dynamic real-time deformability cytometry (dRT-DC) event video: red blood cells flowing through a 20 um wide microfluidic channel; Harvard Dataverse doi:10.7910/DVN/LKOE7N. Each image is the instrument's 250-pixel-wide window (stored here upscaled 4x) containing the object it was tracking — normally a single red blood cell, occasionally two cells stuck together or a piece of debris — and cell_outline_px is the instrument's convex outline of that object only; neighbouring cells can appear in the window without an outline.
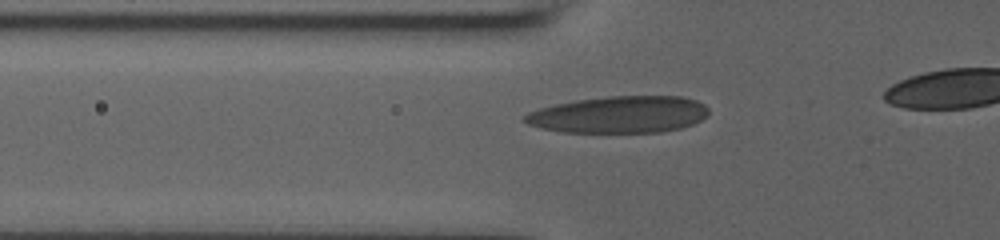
{"species": "human", "species_latin": "Homo sapiens", "temperature_condition": "room temperature", "stored_images_in_passage": 47, "camera_frame_rate_fps": 3000, "um_per_image_px": 0.085, "donor": {"sex": "male"}, "frame": {"image": 1, "passage_image": 18, "time_ms": 5.667, "image_size_px": [1000, 240], "cell_outline_px": [[708, 112], [700, 120], [692, 124], [680, 128], [660, 132], [560, 132], [528, 124], [520, 120], [528, 112], [540, 108], [556, 104], [576, 100], [608, 96], [680, 96], [696, 100], [704, 104], [708, 108]], "centroid_in_image_um": [52.61, 9.73], "position_along_channel_um": 73.2, "area_um2": 39.36}}
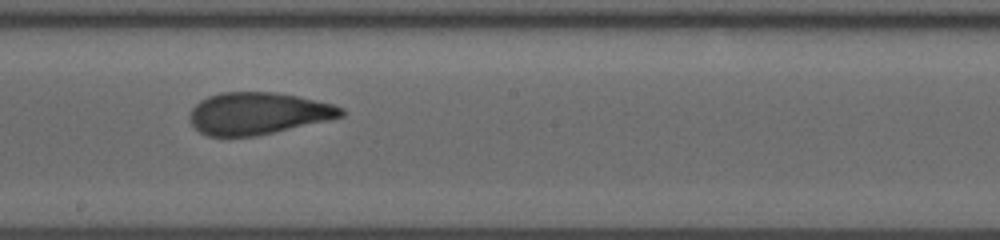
{"frame": {"image": 2, "passage_image": 30, "time_ms": 9.667, "image_size_px": [1000, 240], "cell_outline_px": [[344, 116], [328, 120], [256, 136], [208, 136], [200, 132], [192, 124], [192, 108], [200, 100], [208, 96], [224, 92], [276, 92], [296, 96], [332, 104], [344, 108]], "centroid_in_image_um": [21.95, 9.63], "position_along_channel_um": 226.3, "area_um2": 36.65}}
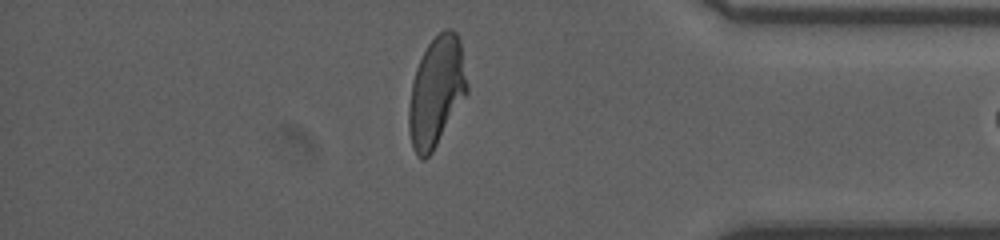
{"frame": {"image": 3, "passage_image": 45, "time_ms": 14.667, "image_size_px": [1000, 240], "cell_outline_px": [[468, 92], [432, 152], [424, 160], [420, 160], [416, 156], [412, 148], [408, 128], [408, 108], [412, 84], [416, 68], [428, 44], [444, 28], [452, 28], [456, 32], [460, 40], [468, 84]], "centroid_in_image_um": [37.09, 7.8], "position_along_channel_um": 398.1, "area_um2": 37.22}}